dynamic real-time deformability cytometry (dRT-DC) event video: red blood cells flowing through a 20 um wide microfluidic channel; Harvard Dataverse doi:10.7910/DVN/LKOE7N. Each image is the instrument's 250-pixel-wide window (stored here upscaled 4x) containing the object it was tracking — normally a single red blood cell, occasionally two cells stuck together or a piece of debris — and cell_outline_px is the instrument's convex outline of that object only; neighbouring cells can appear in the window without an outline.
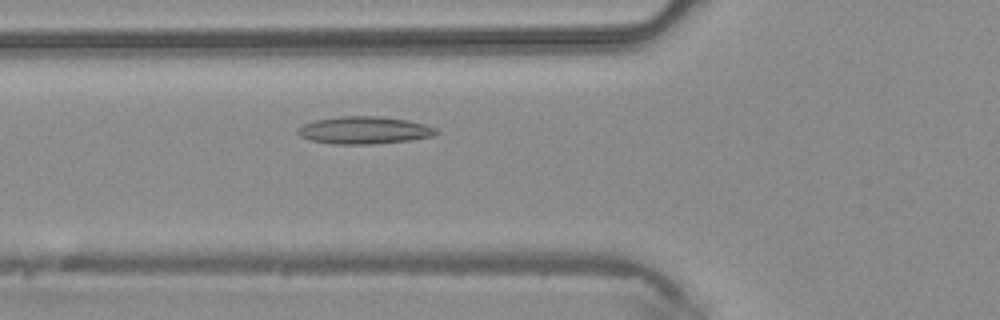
{"species": "common noctule bat (a hibernating species)", "species_latin": "Nyctalus noctula", "temperature_condition": "warm", "stored_images_in_passage": 43, "camera_frame_rate_fps": 3000, "um_per_image_px": 0.085, "animal": {"sex": "male", "body_mass_g": 20.4}, "frame": {"image": 1, "passage_image": 14, "time_ms": 4.333, "image_size_px": [1000, 320], "cell_outline_px": [[440, 132], [432, 136], [408, 140], [372, 144], [332, 144], [312, 140], [300, 136], [296, 132], [304, 124], [316, 120], [340, 116], [376, 116], [408, 120], [424, 124], [436, 128]], "centroid_in_image_um": [30.97, 11.07], "position_along_channel_um": 94.8, "area_um2": 21.91}}
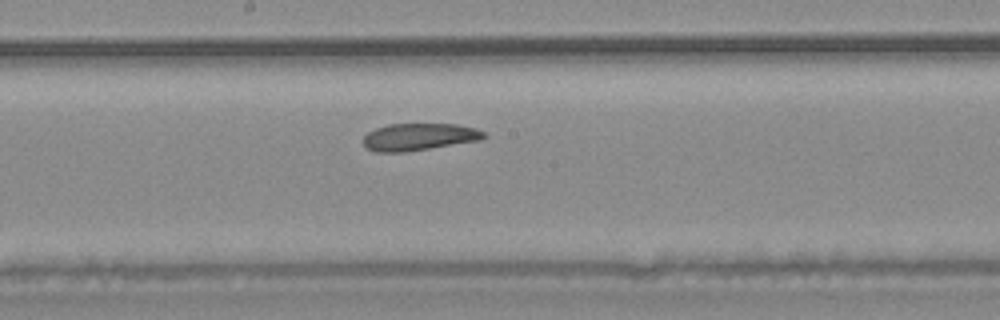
{"frame": {"image": 2, "passage_image": 22, "time_ms": 7.0, "image_size_px": [1000, 320], "cell_outline_px": [[488, 136], [480, 140], [404, 152], [376, 152], [368, 148], [364, 144], [364, 136], [368, 132], [376, 128], [388, 124], [456, 124], [476, 128], [484, 132]], "centroid_in_image_um": [35.63, 11.63], "position_along_channel_um": 212.6, "area_um2": 18.96}}
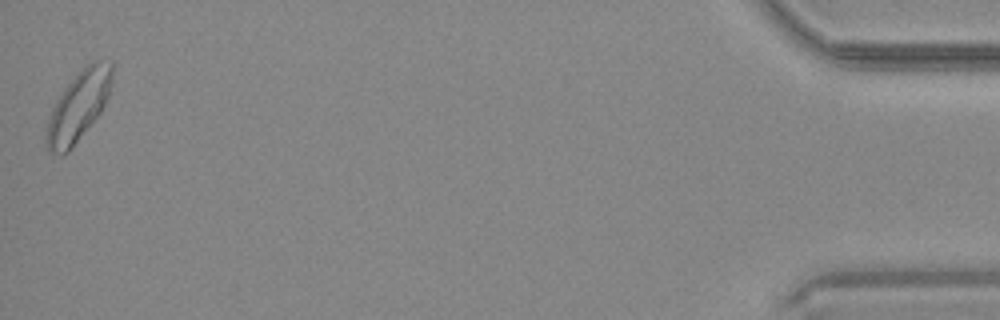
{"frame": {"image": 3, "passage_image": 43, "time_ms": 14.0, "image_size_px": [1000, 320], "cell_outline_px": [[112, 76], [108, 96], [100, 112], [68, 152], [60, 156], [48, 152], [44, 144], [44, 132], [48, 116], [56, 100], [64, 88], [80, 68], [92, 60], [100, 60], [112, 64]], "centroid_in_image_um": [6.59, 9.05], "position_along_channel_um": 428.6, "area_um2": 26.88}}